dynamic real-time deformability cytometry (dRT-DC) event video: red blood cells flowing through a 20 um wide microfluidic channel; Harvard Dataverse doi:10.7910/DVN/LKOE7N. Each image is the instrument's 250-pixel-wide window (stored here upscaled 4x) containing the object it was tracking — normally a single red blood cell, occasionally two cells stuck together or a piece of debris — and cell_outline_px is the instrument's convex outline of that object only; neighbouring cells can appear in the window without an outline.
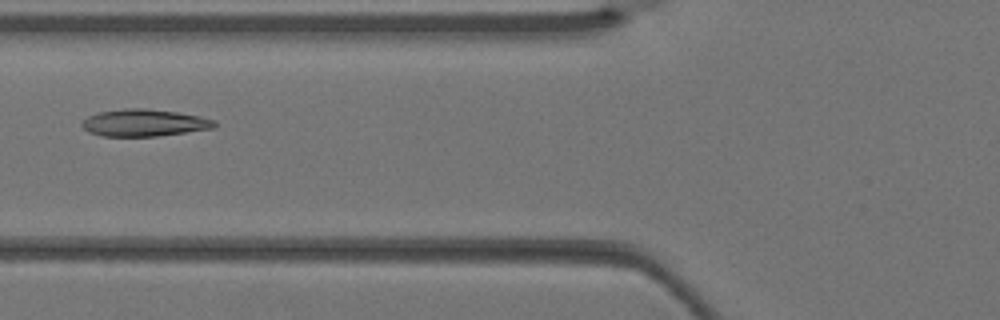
{"species": "Egyptian fruit bat (a non-hibernating species)", "species_latin": "Rousettus aegyptiacus", "temperature_condition": "warm", "stored_images_in_passage": 4, "camera_frame_rate_fps": 3000, "um_per_image_px": 0.085, "animal": {"sex": "female"}, "frame": {"image": 1, "passage_image": 4, "time_ms": 1.0, "image_size_px": [1000, 320], "cell_outline_px": [[216, 128], [156, 136], [100, 136], [88, 132], [80, 124], [88, 116], [96, 112], [124, 108], [144, 108], [176, 112], [200, 116], [216, 120]], "centroid_in_image_um": [12.24, 10.43], "position_along_channel_um": 113.6, "area_um2": 21.04}}